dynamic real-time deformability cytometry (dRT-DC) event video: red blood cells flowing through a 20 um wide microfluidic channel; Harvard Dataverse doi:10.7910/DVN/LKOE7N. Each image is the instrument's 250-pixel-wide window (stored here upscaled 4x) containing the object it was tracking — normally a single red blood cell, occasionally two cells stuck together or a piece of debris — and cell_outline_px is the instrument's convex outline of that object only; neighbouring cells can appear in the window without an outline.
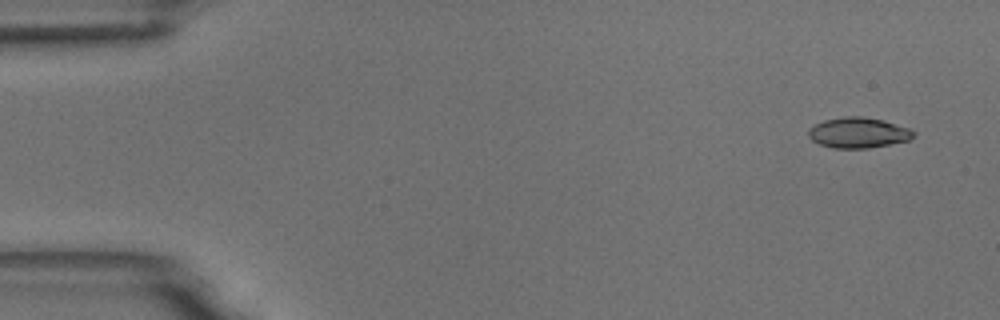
{"species": "common noctule bat (a hibernating species)", "species_latin": "Nyctalus noctula", "temperature_condition": "room temperature", "stored_images_in_passage": 7, "camera_frame_rate_fps": 3000, "um_per_image_px": 0.085, "animal": {"sex": "male", "body_mass_g": 18.8}, "frame": {"image": 1, "passage_image": 1, "time_ms": 0.0, "image_size_px": [1000, 320], "cell_outline_px": [[916, 136], [908, 140], [868, 148], [832, 148], [820, 144], [812, 140], [808, 136], [808, 128], [824, 120], [844, 116], [860, 116], [884, 120], [912, 128], [916, 132]], "centroid_in_image_um": [72.98, 11.27], "position_along_channel_um": 12.0, "area_um2": 18.84}}
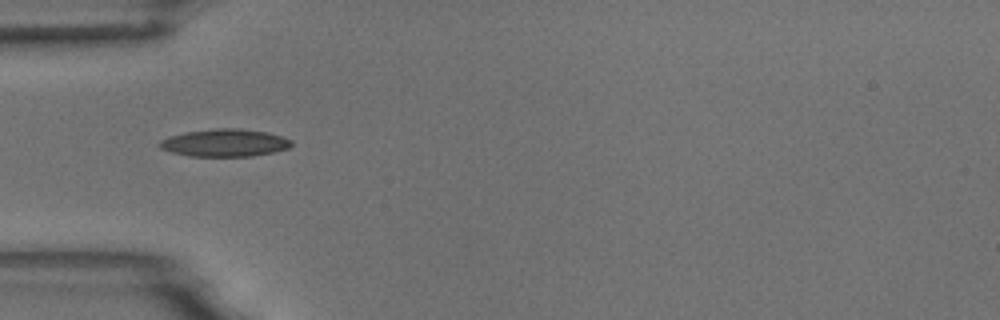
{"frame": {"image": 2, "passage_image": 5, "time_ms": 4.667, "image_size_px": [1000, 320], "cell_outline_px": [[292, 144], [288, 148], [272, 152], [252, 156], [188, 156], [172, 152], [160, 148], [156, 144], [160, 140], [168, 136], [184, 132], [216, 128], [240, 128], [268, 132], [292, 140]], "centroid_in_image_um": [19.06, 12.13], "position_along_channel_um": 65.9, "area_um2": 21.27}}